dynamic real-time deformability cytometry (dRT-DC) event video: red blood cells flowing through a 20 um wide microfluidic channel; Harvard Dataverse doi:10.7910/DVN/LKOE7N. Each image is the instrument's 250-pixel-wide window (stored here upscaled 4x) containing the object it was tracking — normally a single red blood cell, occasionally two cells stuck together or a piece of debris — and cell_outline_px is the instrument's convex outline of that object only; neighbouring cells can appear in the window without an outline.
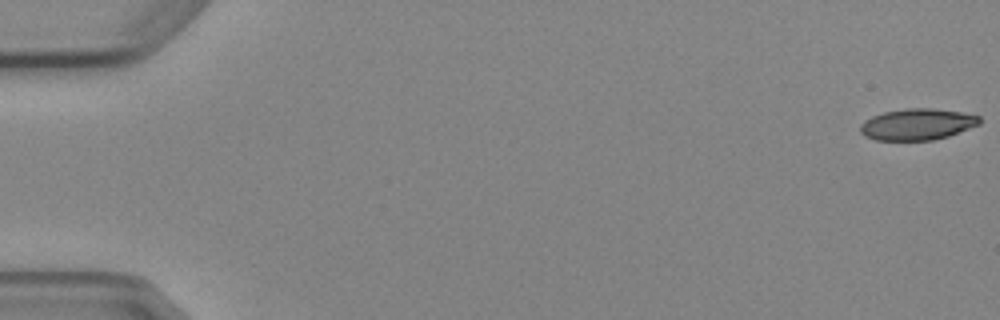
{"species": "Egyptian fruit bat (a non-hibernating species)", "species_latin": "Rousettus aegyptiacus", "temperature_condition": "cold", "stored_images_in_passage": 8, "camera_frame_rate_fps": 3000, "um_per_image_px": 0.085, "animal": {"sex": "female"}, "frame": {"image": 1, "passage_image": 1, "time_ms": 0.0, "image_size_px": [1000, 320], "cell_outline_px": [[980, 124], [948, 136], [932, 140], [876, 140], [864, 136], [860, 132], [860, 124], [864, 120], [872, 116], [884, 112], [904, 108], [932, 108], [960, 112], [980, 116]], "centroid_in_image_um": [77.94, 10.56], "position_along_channel_um": 7.1, "area_um2": 21.79}}
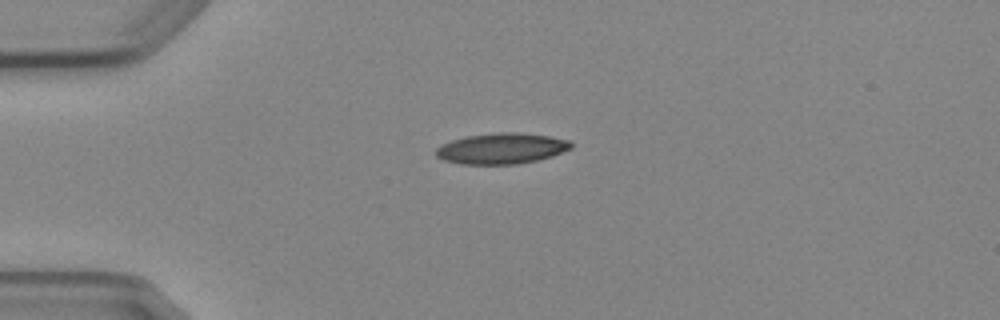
{"frame": {"image": 2, "passage_image": 4, "time_ms": 4.333, "image_size_px": [1000, 320], "cell_outline_px": [[572, 148], [552, 156], [536, 160], [516, 164], [460, 164], [444, 160], [436, 156], [436, 148], [440, 144], [452, 140], [468, 136], [500, 132], [516, 132], [548, 136], [572, 140]], "centroid_in_image_um": [42.64, 12.62], "position_along_channel_um": 42.4, "area_um2": 24.22}}
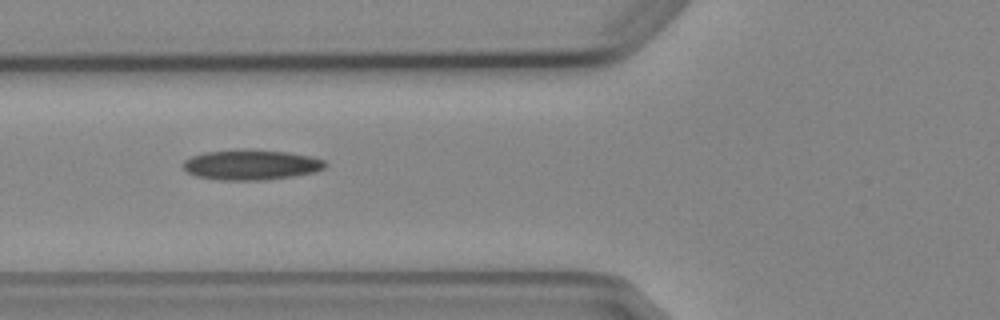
{"frame": {"image": 3, "passage_image": 6, "time_ms": 6.667, "image_size_px": [1000, 320], "cell_outline_px": [[328, 164], [324, 168], [316, 172], [292, 176], [264, 180], [220, 180], [196, 176], [188, 172], [184, 168], [184, 160], [192, 156], [204, 152], [288, 152], [312, 156], [324, 160]], "centroid_in_image_um": [21.4, 14.05], "position_along_channel_um": 104.4, "area_um2": 24.04}}